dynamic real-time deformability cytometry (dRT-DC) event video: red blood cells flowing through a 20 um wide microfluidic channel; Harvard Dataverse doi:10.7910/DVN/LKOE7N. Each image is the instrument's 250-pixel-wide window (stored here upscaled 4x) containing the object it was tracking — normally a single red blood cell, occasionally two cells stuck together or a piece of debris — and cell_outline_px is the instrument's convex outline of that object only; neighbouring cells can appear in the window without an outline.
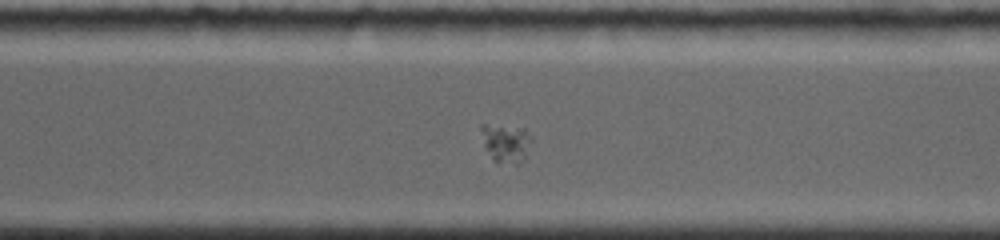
{"species": "common noctule bat (a hibernating species)", "species_latin": "Nyctalus noctula", "temperature_condition": "room temperature", "stored_images_in_passage": 33, "camera_frame_rate_fps": 4000, "um_per_image_px": 0.085, "animal": {"sex": "female", "body_mass_g": 19.0, "forearm_length_mm": 56.7}, "frame": {"image": 1, "passage_image": 24, "time_ms": 8.5, "image_size_px": [1000, 240], "cell_outline_px": [[532, 140], [524, 156], [516, 164], [492, 160], [484, 148], [480, 128], [480, 124], [484, 124], [524, 132], [532, 136]], "centroid_in_image_um": [42.92, 12.2], "position_along_channel_um": 327.7, "area_um2": 10.46}}
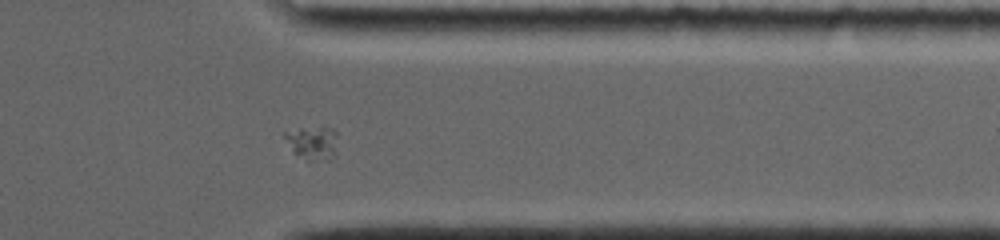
{"frame": {"image": 2, "passage_image": 28, "time_ms": 10.0, "image_size_px": [1000, 240], "cell_outline_px": [[336, 156], [332, 160], [308, 160], [296, 152], [292, 148], [284, 136], [284, 132], [300, 128], [324, 124], [332, 128], [336, 132]], "centroid_in_image_um": [26.65, 12.08], "position_along_channel_um": 384.7, "area_um2": 10.46}}